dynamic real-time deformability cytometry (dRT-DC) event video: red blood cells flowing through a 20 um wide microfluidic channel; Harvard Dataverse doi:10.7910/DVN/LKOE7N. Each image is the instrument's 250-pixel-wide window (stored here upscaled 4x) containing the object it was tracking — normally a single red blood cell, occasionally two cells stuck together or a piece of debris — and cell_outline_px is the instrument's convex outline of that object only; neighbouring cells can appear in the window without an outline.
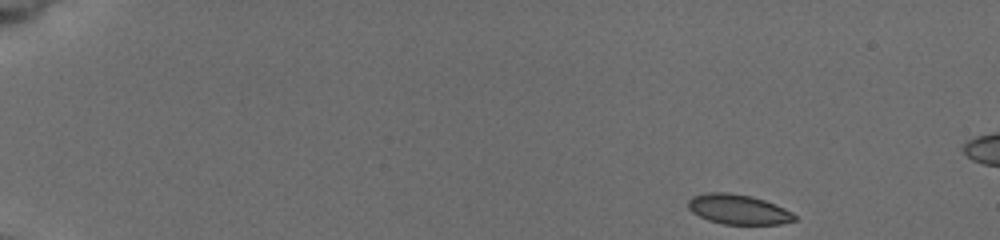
{"species": "common noctule bat (a hibernating species)", "species_latin": "Nyctalus noctula", "temperature_condition": "cold", "stored_images_in_passage": 27, "camera_frame_rate_fps": 3000, "um_per_image_px": 0.085, "animal": {"sex": "female", "body_mass_g": 19.5, "forearm_length_mm": 54.1}, "frame": {"image": 1, "passage_image": 1, "time_ms": 0.0, "image_size_px": [1000, 240], "cell_outline_px": [[796, 220], [780, 224], [724, 224], [708, 220], [692, 212], [688, 208], [688, 200], [692, 196], [708, 192], [728, 192], [752, 196], [764, 200], [784, 208], [792, 212], [796, 216]], "centroid_in_image_um": [62.74, 17.79], "position_along_channel_um": 22.3, "area_um2": 18.5}}
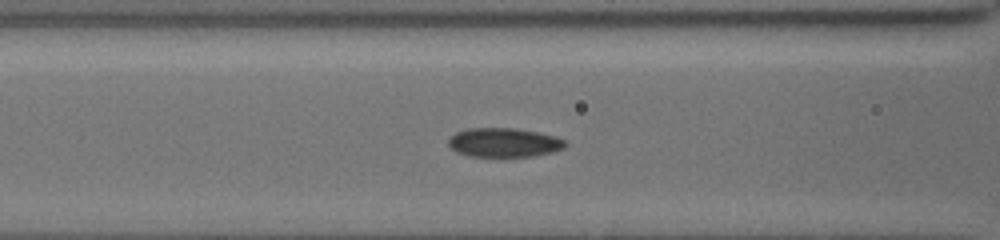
{"frame": {"image": 2, "passage_image": 16, "time_ms": 6.0, "image_size_px": [1000, 240], "cell_outline_px": [[568, 144], [564, 148], [552, 152], [532, 156], [468, 156], [456, 152], [448, 144], [448, 140], [456, 132], [468, 128], [512, 128], [536, 132], [556, 136], [564, 140]], "centroid_in_image_um": [42.84, 12.11], "position_along_channel_um": 123.8, "area_um2": 19.71}}
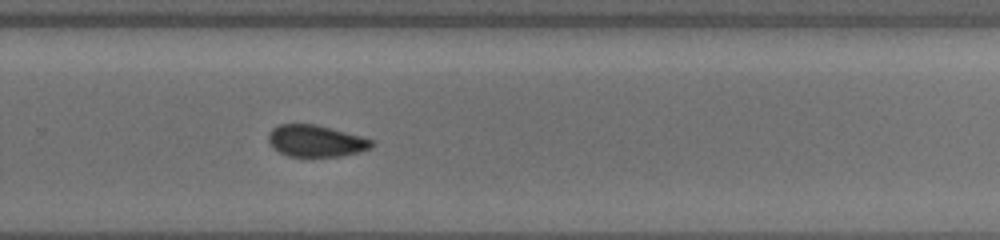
{"frame": {"image": 3, "passage_image": 27, "time_ms": 10.667, "image_size_px": [1000, 240], "cell_outline_px": [[372, 148], [360, 152], [340, 156], [288, 156], [272, 148], [268, 140], [268, 132], [272, 128], [280, 124], [316, 124], [360, 136], [372, 140]], "centroid_in_image_um": [26.81, 11.98], "position_along_channel_um": 303.0, "area_um2": 19.02}}